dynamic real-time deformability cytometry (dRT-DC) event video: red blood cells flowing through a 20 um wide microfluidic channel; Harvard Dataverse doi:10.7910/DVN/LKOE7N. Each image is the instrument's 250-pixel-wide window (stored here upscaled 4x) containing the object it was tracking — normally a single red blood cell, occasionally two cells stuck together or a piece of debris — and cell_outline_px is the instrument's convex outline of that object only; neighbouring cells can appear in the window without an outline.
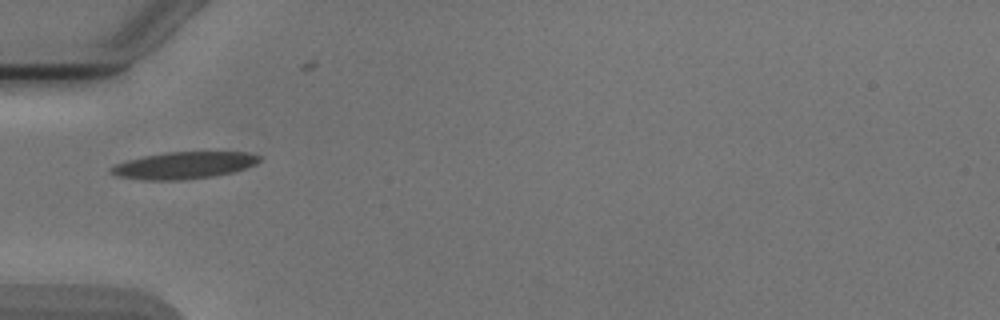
{"species": "Egyptian fruit bat (a non-hibernating species)", "species_latin": "Rousettus aegyptiacus", "temperature_condition": "cold", "stored_images_in_passage": 6, "camera_frame_rate_fps": 3000, "um_per_image_px": 0.085, "animal": {"sex": "male"}, "frame": {"image": 1, "passage_image": 6, "time_ms": 6.0, "image_size_px": [1000, 320], "cell_outline_px": [[260, 160], [256, 164], [232, 172], [212, 176], [184, 180], [144, 180], [116, 176], [108, 172], [108, 168], [116, 164], [128, 160], [144, 156], [168, 152], [244, 152], [260, 156]], "centroid_in_image_um": [15.58, 14.06], "position_along_channel_um": 69.4, "area_um2": 23.18}}